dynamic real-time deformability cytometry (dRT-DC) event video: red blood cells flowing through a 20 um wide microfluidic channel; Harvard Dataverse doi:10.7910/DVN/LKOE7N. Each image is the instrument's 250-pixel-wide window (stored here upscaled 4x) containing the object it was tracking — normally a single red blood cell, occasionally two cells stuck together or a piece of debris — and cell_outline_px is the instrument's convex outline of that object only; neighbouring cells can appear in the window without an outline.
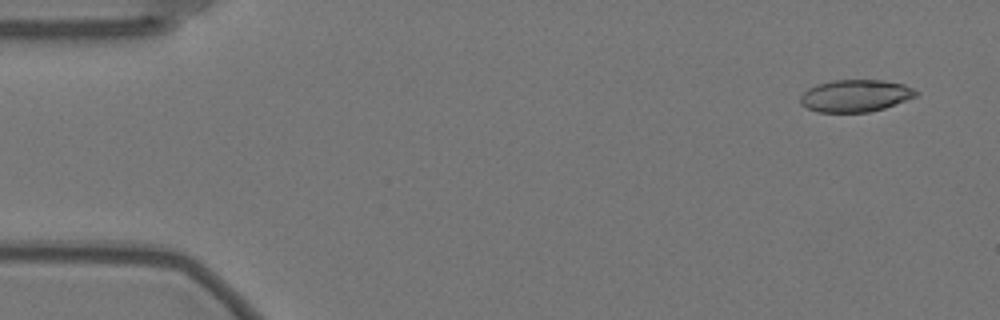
{"species": "Egyptian fruit bat (a non-hibernating species)", "species_latin": "Rousettus aegyptiacus", "temperature_condition": "warm", "stored_images_in_passage": 57, "camera_frame_rate_fps": 3000, "um_per_image_px": 0.085, "animal": {"sex": "female"}, "frame": {"image": 1, "passage_image": 3, "time_ms": 0.667, "image_size_px": [1000, 320], "cell_outline_px": [[920, 92], [916, 96], [884, 108], [868, 112], [816, 112], [800, 104], [800, 96], [808, 88], [816, 84], [832, 80], [884, 80], [904, 84]], "centroid_in_image_um": [72.69, 8.13], "position_along_channel_um": 12.3, "area_um2": 21.73}}
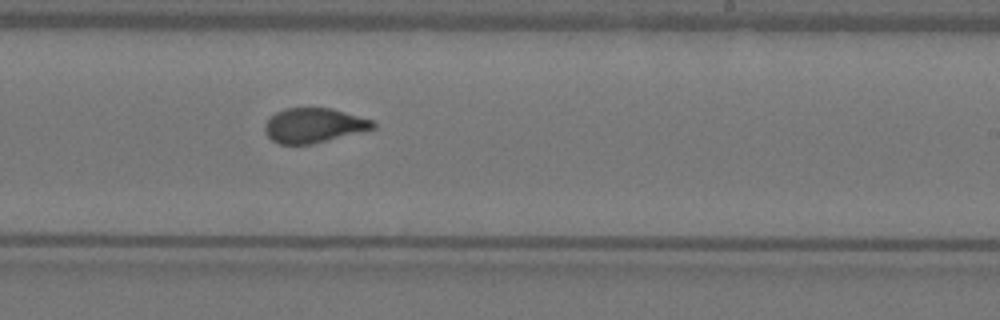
{"frame": {"image": 2, "passage_image": 34, "time_ms": 11.0, "image_size_px": [1000, 320], "cell_outline_px": [[376, 128], [312, 144], [280, 144], [272, 140], [264, 132], [264, 124], [276, 112], [284, 108], [332, 108], [376, 120]], "centroid_in_image_um": [26.7, 10.65], "position_along_channel_um": 262.3, "area_um2": 21.96}}
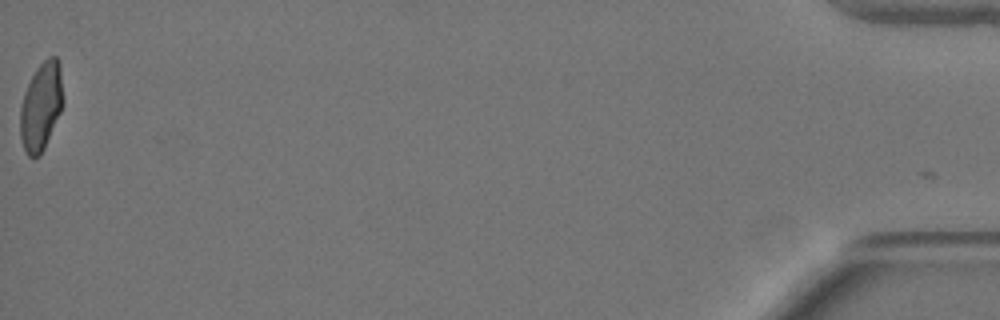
{"frame": {"image": 3, "passage_image": 57, "time_ms": 18.667, "image_size_px": [1000, 320], "cell_outline_px": [[64, 104], [44, 148], [40, 156], [28, 156], [24, 148], [20, 136], [20, 104], [24, 92], [36, 68], [48, 56], [56, 56], [60, 64], [64, 100]], "centroid_in_image_um": [3.5, 9.01], "position_along_channel_um": 431.7, "area_um2": 22.14}, "authors_computed_cell_mechanics": {"area_um2": 22.4264, "velocity_mm_per_s": 3.5353, "shape_relaxation_time_tau1_ms": 8.9707, "shape_relaxation_time_tau2_ms": 0.8445, "deformation_change_tau1": 0.2441, "deformation_change_tau2": 0.0689}}